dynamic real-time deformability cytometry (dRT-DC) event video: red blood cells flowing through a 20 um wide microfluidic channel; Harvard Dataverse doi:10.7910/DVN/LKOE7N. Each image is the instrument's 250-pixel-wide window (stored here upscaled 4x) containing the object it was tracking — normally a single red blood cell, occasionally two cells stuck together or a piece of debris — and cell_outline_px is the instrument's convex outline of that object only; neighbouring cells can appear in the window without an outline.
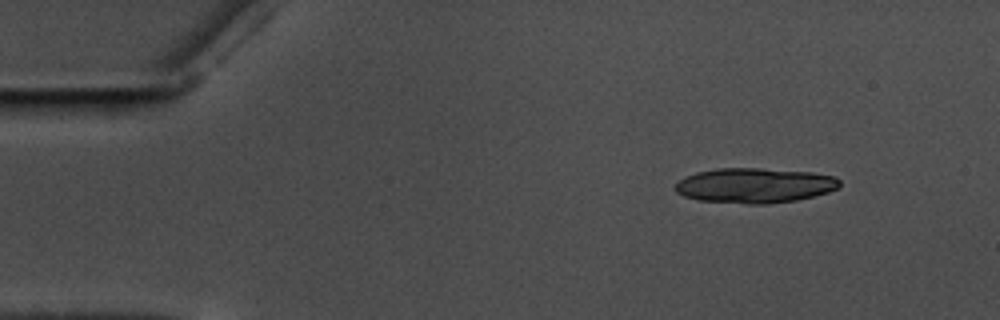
{"species": "common noctule bat (a hibernating species)", "species_latin": "Nyctalus noctula", "temperature_condition": "warm", "stored_images_in_passage": 13, "camera_frame_rate_fps": 3000, "um_per_image_px": 0.085, "animal": {"sex": "male", "body_mass_g": 17.5, "forearm_length_mm": 52.3}, "frame": {"image": 1, "passage_image": 1, "time_ms": 0.0, "image_size_px": [1000, 320], "cell_outline_px": [[840, 184], [836, 188], [828, 192], [796, 200], [764, 204], [748, 204], [700, 200], [684, 196], [676, 192], [676, 184], [684, 176], [696, 172], [716, 168], [760, 168], [812, 172], [836, 176], [840, 180]], "centroid_in_image_um": [64.14, 15.75], "position_along_channel_um": 20.9, "area_um2": 33.47}}